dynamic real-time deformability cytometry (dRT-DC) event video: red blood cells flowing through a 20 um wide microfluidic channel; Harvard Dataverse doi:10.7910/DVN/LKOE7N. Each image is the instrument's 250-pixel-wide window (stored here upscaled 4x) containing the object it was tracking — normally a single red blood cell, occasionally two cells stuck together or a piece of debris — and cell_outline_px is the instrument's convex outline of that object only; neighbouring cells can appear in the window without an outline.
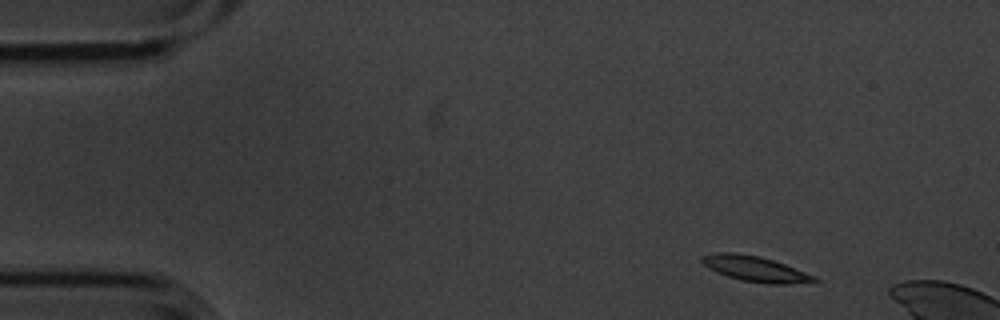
{"species": "common noctule bat (a hibernating species)", "species_latin": "Nyctalus noctula", "temperature_condition": "cold", "stored_images_in_passage": 3, "camera_frame_rate_fps": 3000, "um_per_image_px": 0.085, "animal": {"sex": "male", "body_mass_g": 20.1, "forearm_length_mm": 53.5}, "frame": {"image": 1, "passage_image": 1, "time_ms": 0.0, "image_size_px": [1000, 320], "cell_outline_px": [[820, 280], [788, 284], [768, 284], [740, 280], [728, 276], [708, 268], [700, 260], [700, 256], [716, 252], [736, 252], [760, 256], [784, 264], [816, 276]], "centroid_in_image_um": [64.16, 22.84], "position_along_channel_um": 20.8, "area_um2": 16.59}}